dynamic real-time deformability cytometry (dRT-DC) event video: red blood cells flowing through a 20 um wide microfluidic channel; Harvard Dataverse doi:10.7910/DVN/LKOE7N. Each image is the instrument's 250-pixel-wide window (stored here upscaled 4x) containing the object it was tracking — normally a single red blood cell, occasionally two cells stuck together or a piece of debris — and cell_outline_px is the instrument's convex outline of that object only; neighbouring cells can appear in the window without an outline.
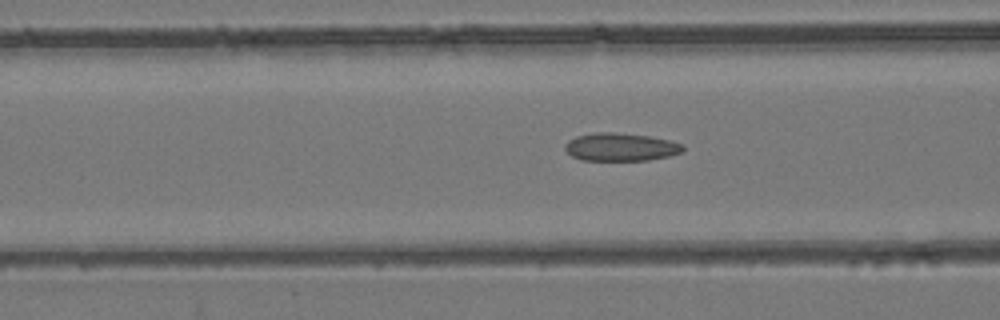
{"species": "common noctule bat (a hibernating species)", "species_latin": "Nyctalus noctula", "temperature_condition": "room temperature", "stored_images_in_passage": 54, "camera_frame_rate_fps": 3000, "um_per_image_px": 0.085, "animal": {"sex": "female", "body_mass_g": 24.6, "forearm_length_mm": 56.2}, "frame": {"image": 1, "passage_image": 22, "time_ms": 7.0, "image_size_px": [1000, 320], "cell_outline_px": [[684, 152], [668, 156], [648, 160], [580, 160], [572, 156], [564, 148], [564, 144], [568, 140], [576, 136], [596, 132], [612, 132], [648, 136], [668, 140], [684, 144]], "centroid_in_image_um": [52.75, 12.49], "position_along_channel_um": 113.9, "area_um2": 19.25}}
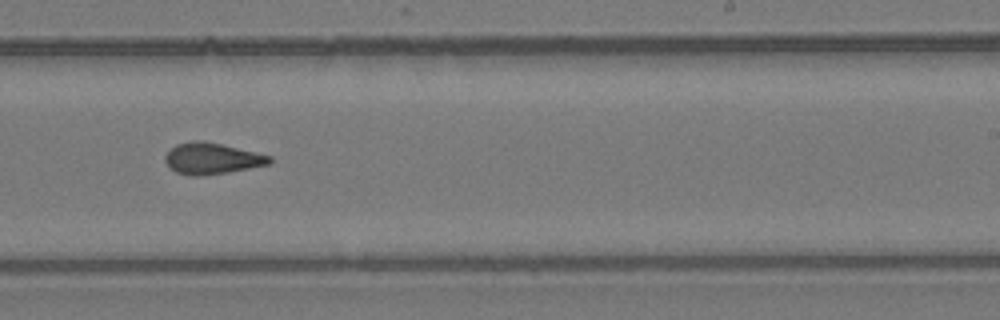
{"frame": {"image": 2, "passage_image": 34, "time_ms": 11.0, "image_size_px": [1000, 320], "cell_outline_px": [[272, 160], [268, 164], [228, 172], [200, 176], [192, 176], [176, 172], [164, 160], [164, 156], [176, 144], [192, 140], [204, 140], [256, 152], [272, 156]], "centroid_in_image_um": [18.0, 13.46], "position_along_channel_um": 271.0, "area_um2": 18.9}}
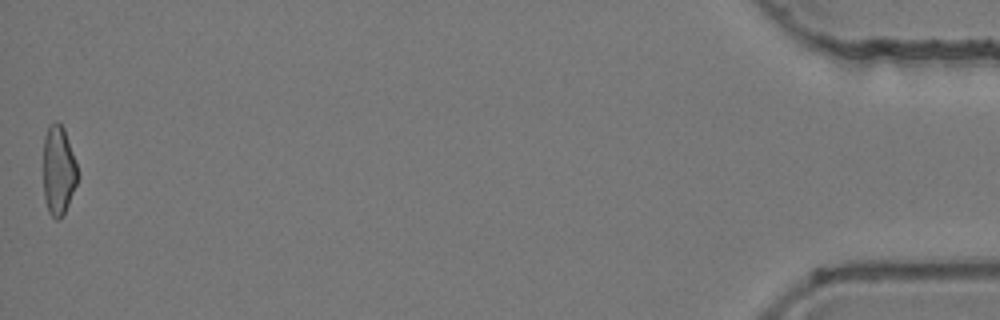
{"frame": {"image": 3, "passage_image": 54, "time_ms": 17.667, "image_size_px": [1000, 320], "cell_outline_px": [[80, 176], [68, 204], [60, 220], [56, 220], [48, 212], [44, 200], [44, 136], [48, 124], [56, 120], [64, 128]], "centroid_in_image_um": [4.97, 14.48], "position_along_channel_um": 430.2, "area_um2": 17.98}, "authors_computed_cell_mechanics": {"area_um2": 19.1896, "velocity_mm_per_s": 3.9285, "shape_relaxation_time_tau1_ms": null, "shape_relaxation_time_tau2_ms": 2.2125, "deformation_change_tau1": null, "deformation_change_tau2": 0.1025}}